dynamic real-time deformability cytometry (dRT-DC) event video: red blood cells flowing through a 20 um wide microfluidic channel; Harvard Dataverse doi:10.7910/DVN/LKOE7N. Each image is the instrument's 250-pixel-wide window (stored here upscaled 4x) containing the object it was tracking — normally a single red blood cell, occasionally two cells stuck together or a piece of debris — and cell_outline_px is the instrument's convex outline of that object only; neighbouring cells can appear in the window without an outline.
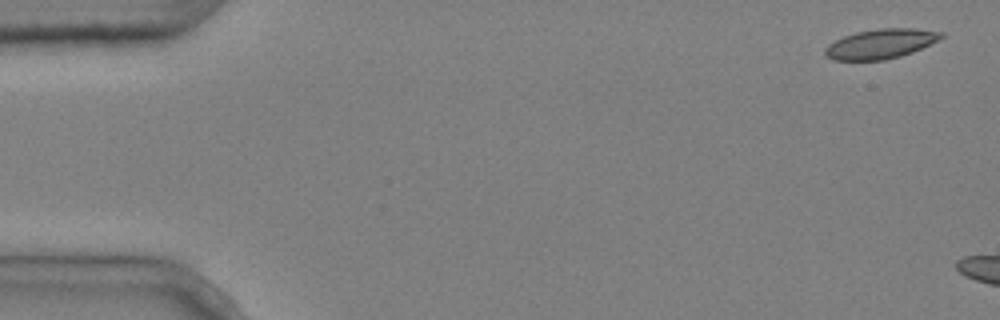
{"species": "common noctule bat (a hibernating species)", "species_latin": "Nyctalus noctula", "temperature_condition": "cold", "stored_images_in_passage": 3, "camera_frame_rate_fps": 3000, "um_per_image_px": 0.085, "animal": {"sex": "male", "body_mass_g": 20.4}, "frame": {"image": 1, "passage_image": 1, "time_ms": 0.0, "image_size_px": [1000, 320], "cell_outline_px": [[944, 36], [912, 52], [900, 56], [884, 60], [832, 60], [824, 56], [824, 48], [828, 44], [844, 36], [856, 32], [880, 28], [916, 28], [944, 32]], "centroid_in_image_um": [74.81, 3.72], "position_along_channel_um": 10.2, "area_um2": 20.0}}